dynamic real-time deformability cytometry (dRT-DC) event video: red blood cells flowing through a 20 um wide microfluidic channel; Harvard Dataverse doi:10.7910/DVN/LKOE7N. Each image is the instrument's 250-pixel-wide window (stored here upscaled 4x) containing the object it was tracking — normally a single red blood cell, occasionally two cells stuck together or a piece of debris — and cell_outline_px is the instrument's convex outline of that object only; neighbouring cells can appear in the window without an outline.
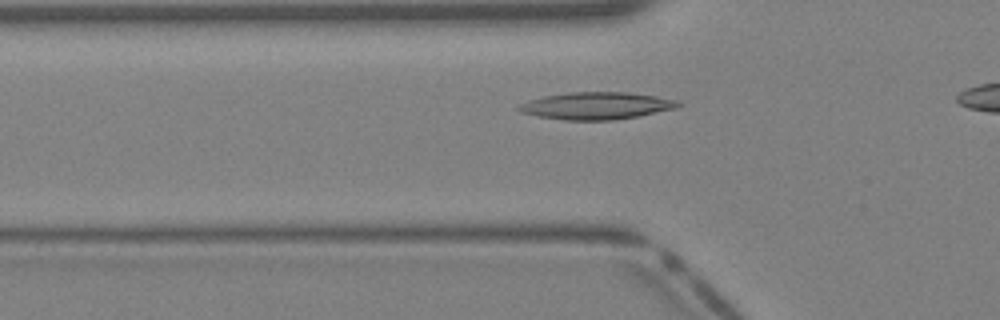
{"species": "Egyptian fruit bat (a non-hibernating species)", "species_latin": "Rousettus aegyptiacus", "temperature_condition": "warm", "stored_images_in_passage": 27, "camera_frame_rate_fps": 3000, "um_per_image_px": 0.085, "animal": {"sex": "female"}, "frame": {"image": 1, "passage_image": 6, "time_ms": 1.667, "image_size_px": [1000, 320], "cell_outline_px": [[680, 104], [676, 108], [636, 116], [612, 120], [564, 120], [540, 116], [520, 112], [516, 108], [520, 104], [528, 100], [544, 96], [568, 92], [628, 92], [656, 96], [680, 100]], "centroid_in_image_um": [50.68, 8.98], "position_along_channel_um": 75.1, "area_um2": 25.14}}
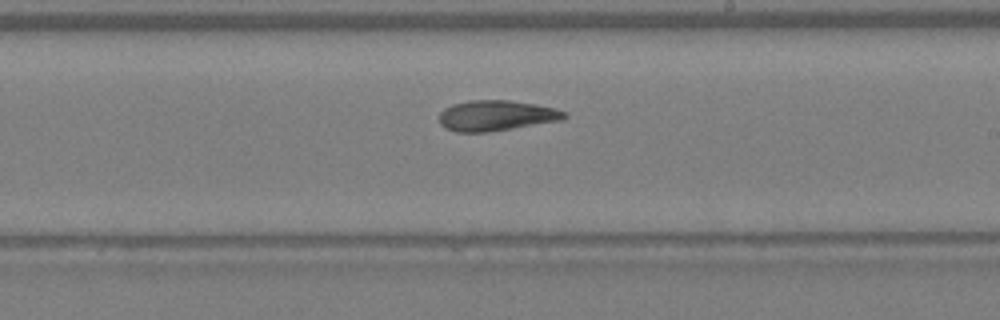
{"frame": {"image": 2, "passage_image": 16, "time_ms": 5.0, "image_size_px": [1000, 320], "cell_outline_px": [[568, 116], [564, 120], [488, 132], [456, 132], [444, 128], [440, 124], [440, 112], [444, 108], [452, 104], [472, 100], [508, 100], [536, 104], [556, 108], [564, 112]], "centroid_in_image_um": [42.18, 9.83], "position_along_channel_um": 246.8, "area_um2": 22.37}}
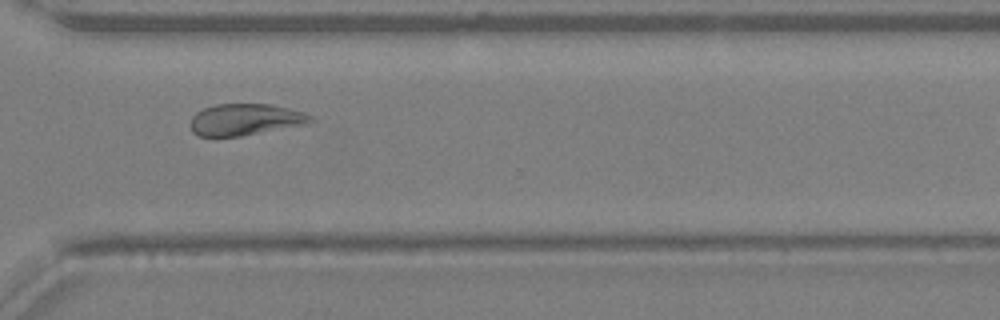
{"frame": {"image": 3, "passage_image": 22, "time_ms": 7.0, "image_size_px": [1000, 320], "cell_outline_px": [[316, 120], [308, 124], [240, 136], [200, 136], [192, 132], [192, 116], [196, 112], [204, 108], [216, 104], [272, 104], [304, 112], [312, 116]], "centroid_in_image_um": [20.9, 10.15], "position_along_channel_um": 349.7, "area_um2": 22.08}}